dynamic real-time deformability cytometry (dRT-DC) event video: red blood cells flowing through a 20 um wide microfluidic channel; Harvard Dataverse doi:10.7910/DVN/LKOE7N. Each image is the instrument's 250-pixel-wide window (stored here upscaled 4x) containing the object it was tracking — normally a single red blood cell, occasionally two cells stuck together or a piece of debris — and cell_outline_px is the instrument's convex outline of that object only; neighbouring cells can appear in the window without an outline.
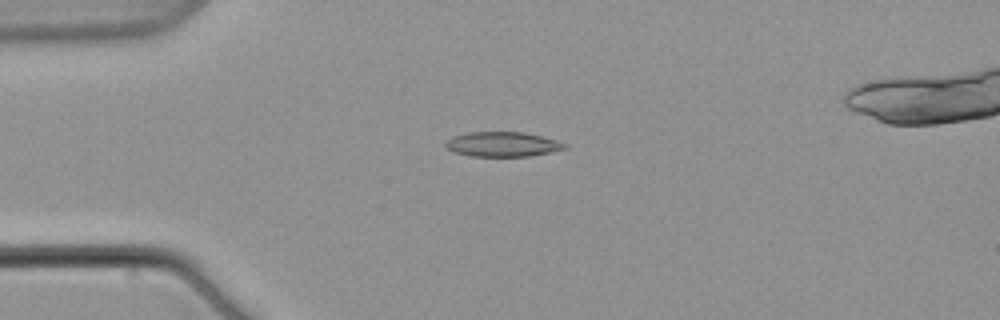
{"species": "common noctule bat (a hibernating species)", "species_latin": "Nyctalus noctula", "temperature_condition": "warm", "stored_images_in_passage": 3, "camera_frame_rate_fps": 3000, "um_per_image_px": 0.085, "animal": {"sex": "male", "body_mass_g": 21.5, "forearm_length_mm": 52.0}, "frame": {"image": 1, "passage_image": 2, "time_ms": 3.0, "image_size_px": [1000, 320], "cell_outline_px": [[568, 148], [528, 156], [472, 156], [452, 152], [444, 144], [452, 136], [468, 132], [524, 132], [556, 140], [568, 144]], "centroid_in_image_um": [42.7, 12.26], "position_along_channel_um": 42.3, "area_um2": 17.11}}